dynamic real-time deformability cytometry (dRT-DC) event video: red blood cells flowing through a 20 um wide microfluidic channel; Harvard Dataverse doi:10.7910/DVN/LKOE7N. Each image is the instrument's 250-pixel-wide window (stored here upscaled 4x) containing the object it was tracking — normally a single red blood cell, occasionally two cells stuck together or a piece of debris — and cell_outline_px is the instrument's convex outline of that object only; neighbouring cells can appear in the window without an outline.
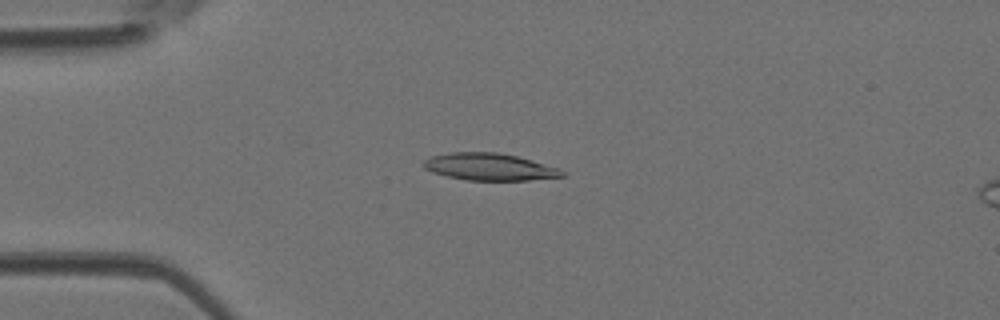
{"species": "Egyptian fruit bat (a non-hibernating species)", "species_latin": "Rousettus aegyptiacus", "temperature_condition": "room temperature", "stored_images_in_passage": 42, "camera_frame_rate_fps": 3000, "um_per_image_px": 0.085, "animal": {"sex": "female"}, "frame": {"image": 1, "passage_image": 8, "time_ms": 2.333, "image_size_px": [1000, 320], "cell_outline_px": [[564, 176], [528, 180], [468, 180], [448, 176], [432, 172], [424, 168], [420, 164], [424, 160], [432, 156], [452, 152], [496, 152], [516, 156], [560, 168], [564, 172]], "centroid_in_image_um": [41.58, 14.18], "position_along_channel_um": 43.4, "area_um2": 21.73}}
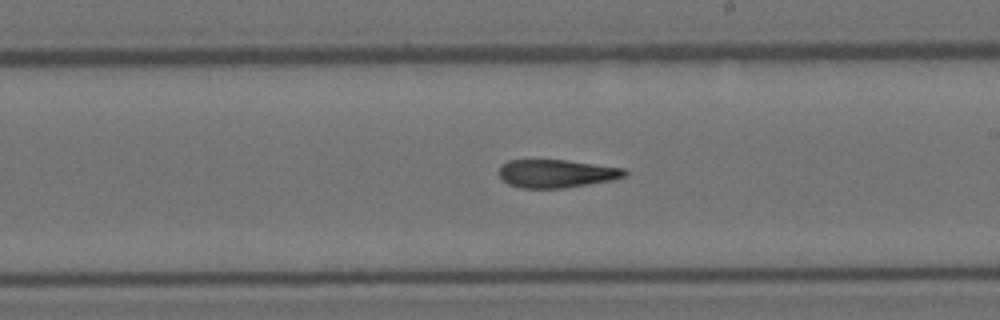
{"frame": {"image": 2, "passage_image": 23, "time_ms": 7.333, "image_size_px": [1000, 320], "cell_outline_px": [[628, 172], [624, 176], [612, 180], [564, 188], [520, 188], [508, 184], [500, 176], [500, 164], [508, 160], [564, 160], [596, 164], [624, 168]], "centroid_in_image_um": [47.29, 14.75], "position_along_channel_um": 241.7, "area_um2": 20.52}}
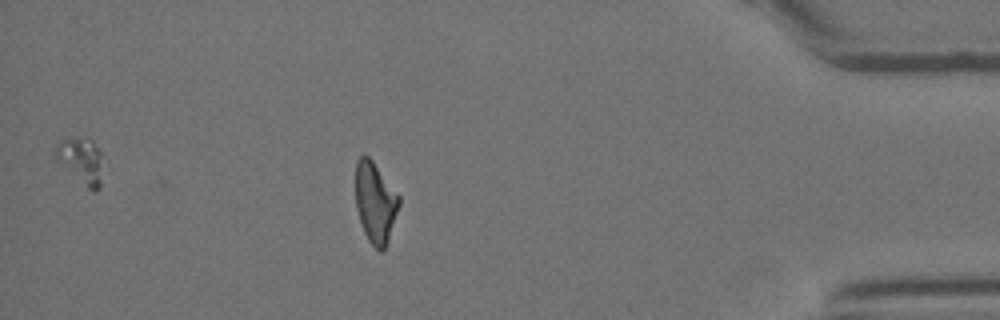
{"frame": {"image": 3, "passage_image": 37, "time_ms": 12.0, "image_size_px": [1000, 320], "cell_outline_px": [[400, 204], [388, 240], [384, 248], [380, 252], [368, 240], [364, 232], [356, 208], [356, 160], [360, 156], [368, 156], [372, 160], [400, 196]], "centroid_in_image_um": [31.9, 17.2], "position_along_channel_um": 403.3, "area_um2": 20.23}}